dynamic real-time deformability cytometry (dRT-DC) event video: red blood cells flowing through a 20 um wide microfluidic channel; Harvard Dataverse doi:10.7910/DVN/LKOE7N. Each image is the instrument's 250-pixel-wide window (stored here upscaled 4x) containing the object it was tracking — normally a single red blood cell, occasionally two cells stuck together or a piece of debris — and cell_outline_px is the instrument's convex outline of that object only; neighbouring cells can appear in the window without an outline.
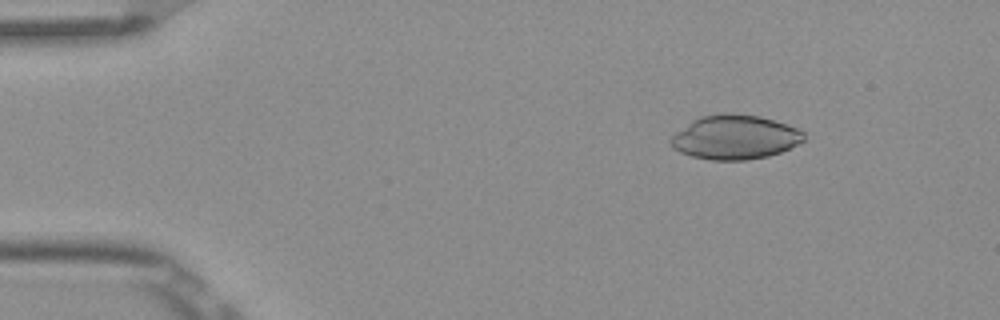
{"species": "Egyptian fruit bat (a non-hibernating species)", "species_latin": "Rousettus aegyptiacus", "temperature_condition": "room temperature", "stored_images_in_passage": 5, "camera_frame_rate_fps": 3000, "um_per_image_px": 0.085, "frame": {"image": 1, "passage_image": 2, "time_ms": 0.333, "image_size_px": [1000, 320], "cell_outline_px": [[804, 140], [780, 152], [768, 156], [748, 160], [712, 160], [692, 156], [680, 152], [672, 148], [668, 144], [668, 140], [676, 132], [692, 120], [700, 116], [720, 112], [728, 112], [760, 116], [796, 128], [804, 132]], "centroid_in_image_um": [62.4, 11.65], "position_along_channel_um": 22.6, "area_um2": 34.39}}